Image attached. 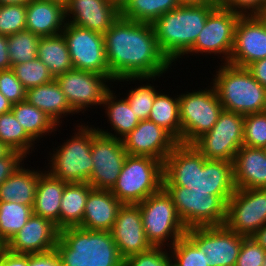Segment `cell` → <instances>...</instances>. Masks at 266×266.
<instances>
[{
    "label": "cell",
    "instance_id": "6da1fadb",
    "mask_svg": "<svg viewBox=\"0 0 266 266\" xmlns=\"http://www.w3.org/2000/svg\"><path fill=\"white\" fill-rule=\"evenodd\" d=\"M103 36L112 82H153L173 66L161 53L152 24L120 16Z\"/></svg>",
    "mask_w": 266,
    "mask_h": 266
},
{
    "label": "cell",
    "instance_id": "7a4b0ae2",
    "mask_svg": "<svg viewBox=\"0 0 266 266\" xmlns=\"http://www.w3.org/2000/svg\"><path fill=\"white\" fill-rule=\"evenodd\" d=\"M163 186L216 195L227 204L236 191L233 163L206 159L192 144L178 143L163 162Z\"/></svg>",
    "mask_w": 266,
    "mask_h": 266
},
{
    "label": "cell",
    "instance_id": "3957f363",
    "mask_svg": "<svg viewBox=\"0 0 266 266\" xmlns=\"http://www.w3.org/2000/svg\"><path fill=\"white\" fill-rule=\"evenodd\" d=\"M215 7L214 4L179 5L152 23L157 45L171 64L193 47Z\"/></svg>",
    "mask_w": 266,
    "mask_h": 266
},
{
    "label": "cell",
    "instance_id": "277c9868",
    "mask_svg": "<svg viewBox=\"0 0 266 266\" xmlns=\"http://www.w3.org/2000/svg\"><path fill=\"white\" fill-rule=\"evenodd\" d=\"M55 250L62 266H123L124 262L110 231L61 229Z\"/></svg>",
    "mask_w": 266,
    "mask_h": 266
},
{
    "label": "cell",
    "instance_id": "5b68a950",
    "mask_svg": "<svg viewBox=\"0 0 266 266\" xmlns=\"http://www.w3.org/2000/svg\"><path fill=\"white\" fill-rule=\"evenodd\" d=\"M212 84L223 110L247 115L266 111V88L247 68L221 63Z\"/></svg>",
    "mask_w": 266,
    "mask_h": 266
},
{
    "label": "cell",
    "instance_id": "8992f818",
    "mask_svg": "<svg viewBox=\"0 0 266 266\" xmlns=\"http://www.w3.org/2000/svg\"><path fill=\"white\" fill-rule=\"evenodd\" d=\"M163 187V163L149 156L127 155L110 190L122 204H138Z\"/></svg>",
    "mask_w": 266,
    "mask_h": 266
},
{
    "label": "cell",
    "instance_id": "52a82bcc",
    "mask_svg": "<svg viewBox=\"0 0 266 266\" xmlns=\"http://www.w3.org/2000/svg\"><path fill=\"white\" fill-rule=\"evenodd\" d=\"M138 205L146 238L153 247L170 248L186 234L188 229L163 187Z\"/></svg>",
    "mask_w": 266,
    "mask_h": 266
},
{
    "label": "cell",
    "instance_id": "ba28073f",
    "mask_svg": "<svg viewBox=\"0 0 266 266\" xmlns=\"http://www.w3.org/2000/svg\"><path fill=\"white\" fill-rule=\"evenodd\" d=\"M78 125L77 133L52 151L48 163V172L66 183H88L93 170L91 126Z\"/></svg>",
    "mask_w": 266,
    "mask_h": 266
},
{
    "label": "cell",
    "instance_id": "9c48e42d",
    "mask_svg": "<svg viewBox=\"0 0 266 266\" xmlns=\"http://www.w3.org/2000/svg\"><path fill=\"white\" fill-rule=\"evenodd\" d=\"M181 122V144H192L210 131L223 107L214 86L178 95Z\"/></svg>",
    "mask_w": 266,
    "mask_h": 266
},
{
    "label": "cell",
    "instance_id": "30bf717a",
    "mask_svg": "<svg viewBox=\"0 0 266 266\" xmlns=\"http://www.w3.org/2000/svg\"><path fill=\"white\" fill-rule=\"evenodd\" d=\"M172 197L179 217L186 226H221L226 220L227 204L216 195L194 193L183 186H163Z\"/></svg>",
    "mask_w": 266,
    "mask_h": 266
},
{
    "label": "cell",
    "instance_id": "8fae6325",
    "mask_svg": "<svg viewBox=\"0 0 266 266\" xmlns=\"http://www.w3.org/2000/svg\"><path fill=\"white\" fill-rule=\"evenodd\" d=\"M244 115L223 110L213 128L192 145L206 158L233 163L243 146Z\"/></svg>",
    "mask_w": 266,
    "mask_h": 266
},
{
    "label": "cell",
    "instance_id": "7c38bea8",
    "mask_svg": "<svg viewBox=\"0 0 266 266\" xmlns=\"http://www.w3.org/2000/svg\"><path fill=\"white\" fill-rule=\"evenodd\" d=\"M240 14L223 6H216L208 15L203 29L188 54H214L228 63L234 44L235 28ZM220 55V56H219ZM223 55V56H221Z\"/></svg>",
    "mask_w": 266,
    "mask_h": 266
},
{
    "label": "cell",
    "instance_id": "4fadbf2b",
    "mask_svg": "<svg viewBox=\"0 0 266 266\" xmlns=\"http://www.w3.org/2000/svg\"><path fill=\"white\" fill-rule=\"evenodd\" d=\"M62 34L74 69L106 75L111 81L103 34L70 23H66Z\"/></svg>",
    "mask_w": 266,
    "mask_h": 266
},
{
    "label": "cell",
    "instance_id": "5bb4252c",
    "mask_svg": "<svg viewBox=\"0 0 266 266\" xmlns=\"http://www.w3.org/2000/svg\"><path fill=\"white\" fill-rule=\"evenodd\" d=\"M127 155L121 139L100 134L91 126L93 170L88 183L95 189L111 190Z\"/></svg>",
    "mask_w": 266,
    "mask_h": 266
},
{
    "label": "cell",
    "instance_id": "9a60e30c",
    "mask_svg": "<svg viewBox=\"0 0 266 266\" xmlns=\"http://www.w3.org/2000/svg\"><path fill=\"white\" fill-rule=\"evenodd\" d=\"M266 224V188L236 189L227 203L224 225L251 237Z\"/></svg>",
    "mask_w": 266,
    "mask_h": 266
},
{
    "label": "cell",
    "instance_id": "2e32d148",
    "mask_svg": "<svg viewBox=\"0 0 266 266\" xmlns=\"http://www.w3.org/2000/svg\"><path fill=\"white\" fill-rule=\"evenodd\" d=\"M55 80L76 114L84 113L91 106H102L110 90L106 83L112 82L106 75L76 69L57 76Z\"/></svg>",
    "mask_w": 266,
    "mask_h": 266
},
{
    "label": "cell",
    "instance_id": "e0dca14e",
    "mask_svg": "<svg viewBox=\"0 0 266 266\" xmlns=\"http://www.w3.org/2000/svg\"><path fill=\"white\" fill-rule=\"evenodd\" d=\"M266 58V16L241 15L234 36L229 64L247 68Z\"/></svg>",
    "mask_w": 266,
    "mask_h": 266
},
{
    "label": "cell",
    "instance_id": "ac0fdd59",
    "mask_svg": "<svg viewBox=\"0 0 266 266\" xmlns=\"http://www.w3.org/2000/svg\"><path fill=\"white\" fill-rule=\"evenodd\" d=\"M187 232L204 247L208 266H235L245 236L225 225L192 227Z\"/></svg>",
    "mask_w": 266,
    "mask_h": 266
},
{
    "label": "cell",
    "instance_id": "d6986e66",
    "mask_svg": "<svg viewBox=\"0 0 266 266\" xmlns=\"http://www.w3.org/2000/svg\"><path fill=\"white\" fill-rule=\"evenodd\" d=\"M123 259L150 250L138 204H123L110 230Z\"/></svg>",
    "mask_w": 266,
    "mask_h": 266
},
{
    "label": "cell",
    "instance_id": "ffe728a7",
    "mask_svg": "<svg viewBox=\"0 0 266 266\" xmlns=\"http://www.w3.org/2000/svg\"><path fill=\"white\" fill-rule=\"evenodd\" d=\"M122 141L129 155L149 156L162 163L178 144L166 130L149 120H140Z\"/></svg>",
    "mask_w": 266,
    "mask_h": 266
},
{
    "label": "cell",
    "instance_id": "44dd1931",
    "mask_svg": "<svg viewBox=\"0 0 266 266\" xmlns=\"http://www.w3.org/2000/svg\"><path fill=\"white\" fill-rule=\"evenodd\" d=\"M59 229L51 221L32 215L26 225L5 245L16 254H39L55 249Z\"/></svg>",
    "mask_w": 266,
    "mask_h": 266
},
{
    "label": "cell",
    "instance_id": "7402d4cb",
    "mask_svg": "<svg viewBox=\"0 0 266 266\" xmlns=\"http://www.w3.org/2000/svg\"><path fill=\"white\" fill-rule=\"evenodd\" d=\"M65 10L67 23L101 34L121 16L109 0H68Z\"/></svg>",
    "mask_w": 266,
    "mask_h": 266
},
{
    "label": "cell",
    "instance_id": "603a6c76",
    "mask_svg": "<svg viewBox=\"0 0 266 266\" xmlns=\"http://www.w3.org/2000/svg\"><path fill=\"white\" fill-rule=\"evenodd\" d=\"M65 5L48 0H31L26 5V30L39 37L62 33L66 26Z\"/></svg>",
    "mask_w": 266,
    "mask_h": 266
},
{
    "label": "cell",
    "instance_id": "cb8c5ba5",
    "mask_svg": "<svg viewBox=\"0 0 266 266\" xmlns=\"http://www.w3.org/2000/svg\"><path fill=\"white\" fill-rule=\"evenodd\" d=\"M236 189L266 188V149L243 145L233 161Z\"/></svg>",
    "mask_w": 266,
    "mask_h": 266
},
{
    "label": "cell",
    "instance_id": "d4e9b609",
    "mask_svg": "<svg viewBox=\"0 0 266 266\" xmlns=\"http://www.w3.org/2000/svg\"><path fill=\"white\" fill-rule=\"evenodd\" d=\"M122 205L110 190L93 188L87 197L83 220L78 227L110 231Z\"/></svg>",
    "mask_w": 266,
    "mask_h": 266
},
{
    "label": "cell",
    "instance_id": "484cf974",
    "mask_svg": "<svg viewBox=\"0 0 266 266\" xmlns=\"http://www.w3.org/2000/svg\"><path fill=\"white\" fill-rule=\"evenodd\" d=\"M66 184L48 171H41L32 208L34 215L51 221L59 230L61 198Z\"/></svg>",
    "mask_w": 266,
    "mask_h": 266
},
{
    "label": "cell",
    "instance_id": "4316f807",
    "mask_svg": "<svg viewBox=\"0 0 266 266\" xmlns=\"http://www.w3.org/2000/svg\"><path fill=\"white\" fill-rule=\"evenodd\" d=\"M25 100L47 114L58 127L62 123L60 118L75 114L55 79L26 90Z\"/></svg>",
    "mask_w": 266,
    "mask_h": 266
},
{
    "label": "cell",
    "instance_id": "83f0119b",
    "mask_svg": "<svg viewBox=\"0 0 266 266\" xmlns=\"http://www.w3.org/2000/svg\"><path fill=\"white\" fill-rule=\"evenodd\" d=\"M24 166L21 165L0 185V201L21 203L33 208L41 171Z\"/></svg>",
    "mask_w": 266,
    "mask_h": 266
},
{
    "label": "cell",
    "instance_id": "f1b7e54d",
    "mask_svg": "<svg viewBox=\"0 0 266 266\" xmlns=\"http://www.w3.org/2000/svg\"><path fill=\"white\" fill-rule=\"evenodd\" d=\"M113 92L114 91L110 89L106 93L102 106L104 109L106 108V117H108V121H110L109 123L111 124V128L114 130V133L108 132V130L105 131L104 129H100L98 127H96V130L100 134L122 140L138 126L140 119L135 115V112L130 107L128 100L124 97L119 100Z\"/></svg>",
    "mask_w": 266,
    "mask_h": 266
},
{
    "label": "cell",
    "instance_id": "f546056e",
    "mask_svg": "<svg viewBox=\"0 0 266 266\" xmlns=\"http://www.w3.org/2000/svg\"><path fill=\"white\" fill-rule=\"evenodd\" d=\"M93 187L89 183H67L60 207V230L78 227L84 216L86 200Z\"/></svg>",
    "mask_w": 266,
    "mask_h": 266
},
{
    "label": "cell",
    "instance_id": "4dcf8cb0",
    "mask_svg": "<svg viewBox=\"0 0 266 266\" xmlns=\"http://www.w3.org/2000/svg\"><path fill=\"white\" fill-rule=\"evenodd\" d=\"M37 58L47 66L54 78L74 69L67 43L62 33L40 37Z\"/></svg>",
    "mask_w": 266,
    "mask_h": 266
},
{
    "label": "cell",
    "instance_id": "1f68e13d",
    "mask_svg": "<svg viewBox=\"0 0 266 266\" xmlns=\"http://www.w3.org/2000/svg\"><path fill=\"white\" fill-rule=\"evenodd\" d=\"M11 111L23 127L26 134L35 142L45 135L56 132L58 126L43 111L28 103L26 100L12 104ZM57 127V128H56ZM41 137V138H40Z\"/></svg>",
    "mask_w": 266,
    "mask_h": 266
},
{
    "label": "cell",
    "instance_id": "d6a6232c",
    "mask_svg": "<svg viewBox=\"0 0 266 266\" xmlns=\"http://www.w3.org/2000/svg\"><path fill=\"white\" fill-rule=\"evenodd\" d=\"M149 121L166 130L178 143H181V122L178 95L171 97L161 91L156 95Z\"/></svg>",
    "mask_w": 266,
    "mask_h": 266
},
{
    "label": "cell",
    "instance_id": "836d02e7",
    "mask_svg": "<svg viewBox=\"0 0 266 266\" xmlns=\"http://www.w3.org/2000/svg\"><path fill=\"white\" fill-rule=\"evenodd\" d=\"M178 0H130L121 10L123 18L152 24L163 14L177 8Z\"/></svg>",
    "mask_w": 266,
    "mask_h": 266
},
{
    "label": "cell",
    "instance_id": "e575fe53",
    "mask_svg": "<svg viewBox=\"0 0 266 266\" xmlns=\"http://www.w3.org/2000/svg\"><path fill=\"white\" fill-rule=\"evenodd\" d=\"M33 215L30 206L0 201V240L6 245Z\"/></svg>",
    "mask_w": 266,
    "mask_h": 266
},
{
    "label": "cell",
    "instance_id": "d590c367",
    "mask_svg": "<svg viewBox=\"0 0 266 266\" xmlns=\"http://www.w3.org/2000/svg\"><path fill=\"white\" fill-rule=\"evenodd\" d=\"M0 141L10 150L17 151L27 157L34 151V142L24 131L12 111L0 114ZM32 147V148H31Z\"/></svg>",
    "mask_w": 266,
    "mask_h": 266
},
{
    "label": "cell",
    "instance_id": "8d00e7d4",
    "mask_svg": "<svg viewBox=\"0 0 266 266\" xmlns=\"http://www.w3.org/2000/svg\"><path fill=\"white\" fill-rule=\"evenodd\" d=\"M167 249L171 254L172 266H208L204 258V247L187 231L173 246Z\"/></svg>",
    "mask_w": 266,
    "mask_h": 266
},
{
    "label": "cell",
    "instance_id": "74e56055",
    "mask_svg": "<svg viewBox=\"0 0 266 266\" xmlns=\"http://www.w3.org/2000/svg\"><path fill=\"white\" fill-rule=\"evenodd\" d=\"M40 37L29 30L19 31L7 37L11 65L29 62L37 58Z\"/></svg>",
    "mask_w": 266,
    "mask_h": 266
},
{
    "label": "cell",
    "instance_id": "f35d334b",
    "mask_svg": "<svg viewBox=\"0 0 266 266\" xmlns=\"http://www.w3.org/2000/svg\"><path fill=\"white\" fill-rule=\"evenodd\" d=\"M11 69L26 90L47 84L55 79L39 58L12 65Z\"/></svg>",
    "mask_w": 266,
    "mask_h": 266
},
{
    "label": "cell",
    "instance_id": "ab89813d",
    "mask_svg": "<svg viewBox=\"0 0 266 266\" xmlns=\"http://www.w3.org/2000/svg\"><path fill=\"white\" fill-rule=\"evenodd\" d=\"M243 145L266 149V111L244 115Z\"/></svg>",
    "mask_w": 266,
    "mask_h": 266
},
{
    "label": "cell",
    "instance_id": "60d3db41",
    "mask_svg": "<svg viewBox=\"0 0 266 266\" xmlns=\"http://www.w3.org/2000/svg\"><path fill=\"white\" fill-rule=\"evenodd\" d=\"M159 93L150 83L132 88L125 97L140 120H148L156 95Z\"/></svg>",
    "mask_w": 266,
    "mask_h": 266
},
{
    "label": "cell",
    "instance_id": "b9f144b4",
    "mask_svg": "<svg viewBox=\"0 0 266 266\" xmlns=\"http://www.w3.org/2000/svg\"><path fill=\"white\" fill-rule=\"evenodd\" d=\"M26 30V5H0V34L10 36Z\"/></svg>",
    "mask_w": 266,
    "mask_h": 266
},
{
    "label": "cell",
    "instance_id": "7bdbcfd3",
    "mask_svg": "<svg viewBox=\"0 0 266 266\" xmlns=\"http://www.w3.org/2000/svg\"><path fill=\"white\" fill-rule=\"evenodd\" d=\"M166 250V247H152L124 259L123 266H172L171 254Z\"/></svg>",
    "mask_w": 266,
    "mask_h": 266
},
{
    "label": "cell",
    "instance_id": "ee69618b",
    "mask_svg": "<svg viewBox=\"0 0 266 266\" xmlns=\"http://www.w3.org/2000/svg\"><path fill=\"white\" fill-rule=\"evenodd\" d=\"M0 92L12 103L25 101L26 89L12 69L0 70Z\"/></svg>",
    "mask_w": 266,
    "mask_h": 266
},
{
    "label": "cell",
    "instance_id": "f6af8a7d",
    "mask_svg": "<svg viewBox=\"0 0 266 266\" xmlns=\"http://www.w3.org/2000/svg\"><path fill=\"white\" fill-rule=\"evenodd\" d=\"M266 251L251 237H245L235 266H263Z\"/></svg>",
    "mask_w": 266,
    "mask_h": 266
},
{
    "label": "cell",
    "instance_id": "bcb514c9",
    "mask_svg": "<svg viewBox=\"0 0 266 266\" xmlns=\"http://www.w3.org/2000/svg\"><path fill=\"white\" fill-rule=\"evenodd\" d=\"M222 6L240 15H264V0H227Z\"/></svg>",
    "mask_w": 266,
    "mask_h": 266
},
{
    "label": "cell",
    "instance_id": "7dc6e473",
    "mask_svg": "<svg viewBox=\"0 0 266 266\" xmlns=\"http://www.w3.org/2000/svg\"><path fill=\"white\" fill-rule=\"evenodd\" d=\"M24 160V155L13 150L0 158V185L24 164Z\"/></svg>",
    "mask_w": 266,
    "mask_h": 266
},
{
    "label": "cell",
    "instance_id": "c3c4849f",
    "mask_svg": "<svg viewBox=\"0 0 266 266\" xmlns=\"http://www.w3.org/2000/svg\"><path fill=\"white\" fill-rule=\"evenodd\" d=\"M27 266H62V262L54 249L46 253L27 255Z\"/></svg>",
    "mask_w": 266,
    "mask_h": 266
},
{
    "label": "cell",
    "instance_id": "681fc988",
    "mask_svg": "<svg viewBox=\"0 0 266 266\" xmlns=\"http://www.w3.org/2000/svg\"><path fill=\"white\" fill-rule=\"evenodd\" d=\"M0 266H27V255L12 253L3 248L0 250Z\"/></svg>",
    "mask_w": 266,
    "mask_h": 266
},
{
    "label": "cell",
    "instance_id": "f907efd6",
    "mask_svg": "<svg viewBox=\"0 0 266 266\" xmlns=\"http://www.w3.org/2000/svg\"><path fill=\"white\" fill-rule=\"evenodd\" d=\"M247 69L251 72L253 77L266 88V58L253 62Z\"/></svg>",
    "mask_w": 266,
    "mask_h": 266
},
{
    "label": "cell",
    "instance_id": "816d5d0a",
    "mask_svg": "<svg viewBox=\"0 0 266 266\" xmlns=\"http://www.w3.org/2000/svg\"><path fill=\"white\" fill-rule=\"evenodd\" d=\"M12 67L7 46V36L0 34V70H7Z\"/></svg>",
    "mask_w": 266,
    "mask_h": 266
},
{
    "label": "cell",
    "instance_id": "f5cc1de1",
    "mask_svg": "<svg viewBox=\"0 0 266 266\" xmlns=\"http://www.w3.org/2000/svg\"><path fill=\"white\" fill-rule=\"evenodd\" d=\"M251 238L266 251V224L258 229Z\"/></svg>",
    "mask_w": 266,
    "mask_h": 266
},
{
    "label": "cell",
    "instance_id": "db71d44e",
    "mask_svg": "<svg viewBox=\"0 0 266 266\" xmlns=\"http://www.w3.org/2000/svg\"><path fill=\"white\" fill-rule=\"evenodd\" d=\"M12 109V103L0 92V114L8 113Z\"/></svg>",
    "mask_w": 266,
    "mask_h": 266
},
{
    "label": "cell",
    "instance_id": "11a10c76",
    "mask_svg": "<svg viewBox=\"0 0 266 266\" xmlns=\"http://www.w3.org/2000/svg\"><path fill=\"white\" fill-rule=\"evenodd\" d=\"M180 5H209L213 4L210 0H178Z\"/></svg>",
    "mask_w": 266,
    "mask_h": 266
},
{
    "label": "cell",
    "instance_id": "9f6ffc18",
    "mask_svg": "<svg viewBox=\"0 0 266 266\" xmlns=\"http://www.w3.org/2000/svg\"><path fill=\"white\" fill-rule=\"evenodd\" d=\"M31 0H0V5H27Z\"/></svg>",
    "mask_w": 266,
    "mask_h": 266
},
{
    "label": "cell",
    "instance_id": "6f0895ef",
    "mask_svg": "<svg viewBox=\"0 0 266 266\" xmlns=\"http://www.w3.org/2000/svg\"><path fill=\"white\" fill-rule=\"evenodd\" d=\"M109 1L121 11L130 0H109Z\"/></svg>",
    "mask_w": 266,
    "mask_h": 266
},
{
    "label": "cell",
    "instance_id": "680465c9",
    "mask_svg": "<svg viewBox=\"0 0 266 266\" xmlns=\"http://www.w3.org/2000/svg\"><path fill=\"white\" fill-rule=\"evenodd\" d=\"M10 151V148L0 141V158L7 155Z\"/></svg>",
    "mask_w": 266,
    "mask_h": 266
},
{
    "label": "cell",
    "instance_id": "91938a15",
    "mask_svg": "<svg viewBox=\"0 0 266 266\" xmlns=\"http://www.w3.org/2000/svg\"><path fill=\"white\" fill-rule=\"evenodd\" d=\"M216 6H222L227 0H210Z\"/></svg>",
    "mask_w": 266,
    "mask_h": 266
},
{
    "label": "cell",
    "instance_id": "94428289",
    "mask_svg": "<svg viewBox=\"0 0 266 266\" xmlns=\"http://www.w3.org/2000/svg\"><path fill=\"white\" fill-rule=\"evenodd\" d=\"M48 1H55V2L61 3L63 5H66L68 2V0H48Z\"/></svg>",
    "mask_w": 266,
    "mask_h": 266
},
{
    "label": "cell",
    "instance_id": "6125c7cd",
    "mask_svg": "<svg viewBox=\"0 0 266 266\" xmlns=\"http://www.w3.org/2000/svg\"><path fill=\"white\" fill-rule=\"evenodd\" d=\"M266 14V0H264V15Z\"/></svg>",
    "mask_w": 266,
    "mask_h": 266
},
{
    "label": "cell",
    "instance_id": "be15d7a7",
    "mask_svg": "<svg viewBox=\"0 0 266 266\" xmlns=\"http://www.w3.org/2000/svg\"><path fill=\"white\" fill-rule=\"evenodd\" d=\"M0 247H5V245L0 240Z\"/></svg>",
    "mask_w": 266,
    "mask_h": 266
},
{
    "label": "cell",
    "instance_id": "e7e4bbea",
    "mask_svg": "<svg viewBox=\"0 0 266 266\" xmlns=\"http://www.w3.org/2000/svg\"><path fill=\"white\" fill-rule=\"evenodd\" d=\"M263 266H266V256H265V261H264V265Z\"/></svg>",
    "mask_w": 266,
    "mask_h": 266
}]
</instances>
